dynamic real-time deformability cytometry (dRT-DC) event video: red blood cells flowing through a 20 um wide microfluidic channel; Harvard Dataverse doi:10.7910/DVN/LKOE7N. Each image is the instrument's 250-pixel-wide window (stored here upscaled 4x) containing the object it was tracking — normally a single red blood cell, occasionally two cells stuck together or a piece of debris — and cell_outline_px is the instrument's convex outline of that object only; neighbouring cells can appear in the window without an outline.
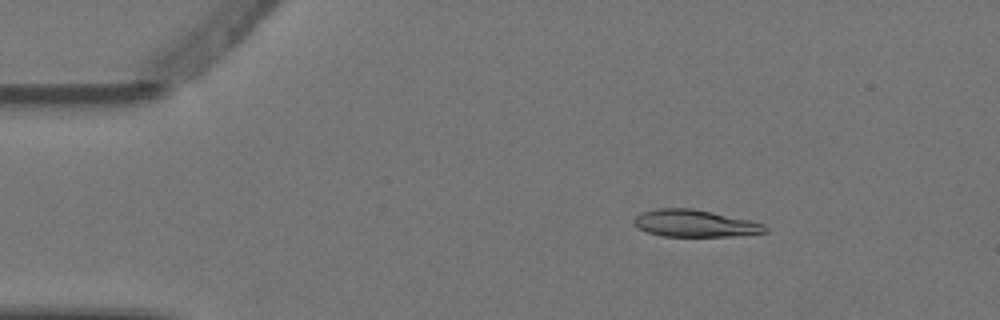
{"species": "Egyptian fruit bat (a non-hibernating species)", "species_latin": "Rousettus aegyptiacus", "temperature_condition": "warm", "stored_images_in_passage": 4, "camera_frame_rate_fps": 3000, "um_per_image_px": 0.085, "animal": {"sex": "female"}, "frame": {"image": 1, "passage_image": 2, "time_ms": 0.333, "image_size_px": [1000, 320], "cell_outline_px": [[768, 232], [728, 236], [660, 236], [636, 228], [632, 224], [632, 220], [640, 212], [656, 208], [692, 208], [712, 212], [748, 220], [764, 224], [768, 228]], "centroid_in_image_um": [58.98, 18.98], "position_along_channel_um": 26.0, "area_um2": 20.75}}